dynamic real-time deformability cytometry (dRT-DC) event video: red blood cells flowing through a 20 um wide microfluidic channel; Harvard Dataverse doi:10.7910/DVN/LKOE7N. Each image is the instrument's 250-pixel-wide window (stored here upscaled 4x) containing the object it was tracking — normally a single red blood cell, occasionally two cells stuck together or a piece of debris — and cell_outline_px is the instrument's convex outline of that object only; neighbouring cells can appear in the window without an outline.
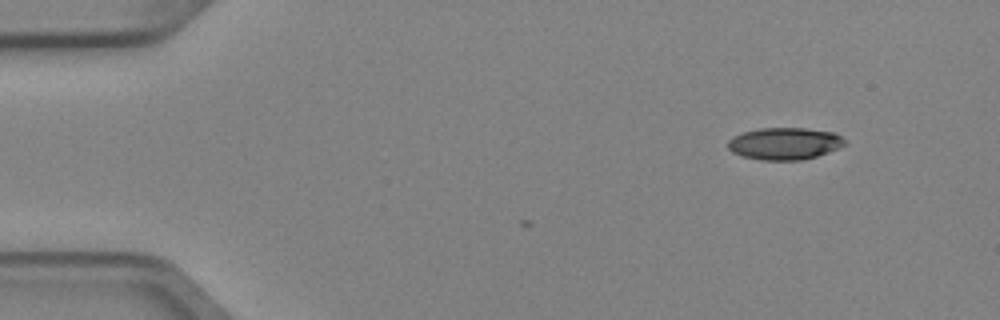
{"species": "Egyptian fruit bat (a non-hibernating species)", "species_latin": "Rousettus aegyptiacus", "temperature_condition": "cold", "stored_images_in_passage": 3, "camera_frame_rate_fps": 3000, "um_per_image_px": 0.085, "animal": {"sex": "female"}, "frame": {"image": 1, "passage_image": 1, "time_ms": 0.0, "image_size_px": [1000, 320], "cell_outline_px": [[848, 144], [828, 152], [816, 156], [800, 160], [760, 160], [744, 156], [732, 152], [728, 148], [728, 140], [732, 136], [744, 132], [760, 128], [804, 128], [836, 132]], "centroid_in_image_um": [66.7, 12.2], "position_along_channel_um": 18.3, "area_um2": 21.85}}